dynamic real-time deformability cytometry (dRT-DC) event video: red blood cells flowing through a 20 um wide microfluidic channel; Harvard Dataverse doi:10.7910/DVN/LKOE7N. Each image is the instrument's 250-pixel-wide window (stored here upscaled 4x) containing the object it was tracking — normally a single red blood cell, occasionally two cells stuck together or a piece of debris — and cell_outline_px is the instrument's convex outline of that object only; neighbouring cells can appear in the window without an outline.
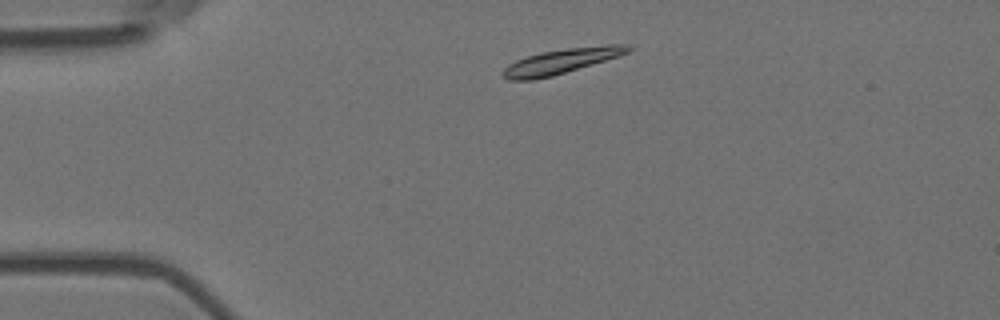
{"species": "Egyptian fruit bat (a non-hibernating species)", "species_latin": "Rousettus aegyptiacus", "temperature_condition": "room temperature", "stored_images_in_passage": 3, "camera_frame_rate_fps": 3000, "um_per_image_px": 0.085, "animal": {"sex": "female"}, "frame": {"image": 1, "passage_image": 1, "time_ms": 0.0, "image_size_px": [1000, 320], "cell_outline_px": [[632, 48], [628, 52], [620, 56], [552, 76], [532, 80], [508, 80], [500, 76], [500, 72], [508, 64], [516, 60], [540, 52], [568, 48], [608, 44], [628, 44]], "centroid_in_image_um": [47.67, 5.21], "position_along_channel_um": 37.3, "area_um2": 18.32}}
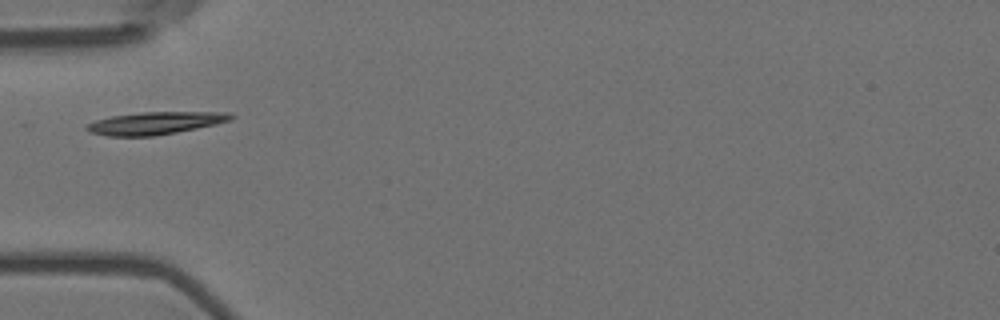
{"frame": {"image": 2, "passage_image": 3, "time_ms": 0.667, "image_size_px": [1000, 320], "cell_outline_px": [[236, 116], [232, 120], [216, 124], [176, 132], [152, 136], [108, 136], [88, 132], [84, 128], [88, 124], [96, 120], [112, 116], [140, 112], [232, 112]], "centroid_in_image_um": [13.22, 10.46], "position_along_channel_um": 71.8, "area_um2": 18.96}}